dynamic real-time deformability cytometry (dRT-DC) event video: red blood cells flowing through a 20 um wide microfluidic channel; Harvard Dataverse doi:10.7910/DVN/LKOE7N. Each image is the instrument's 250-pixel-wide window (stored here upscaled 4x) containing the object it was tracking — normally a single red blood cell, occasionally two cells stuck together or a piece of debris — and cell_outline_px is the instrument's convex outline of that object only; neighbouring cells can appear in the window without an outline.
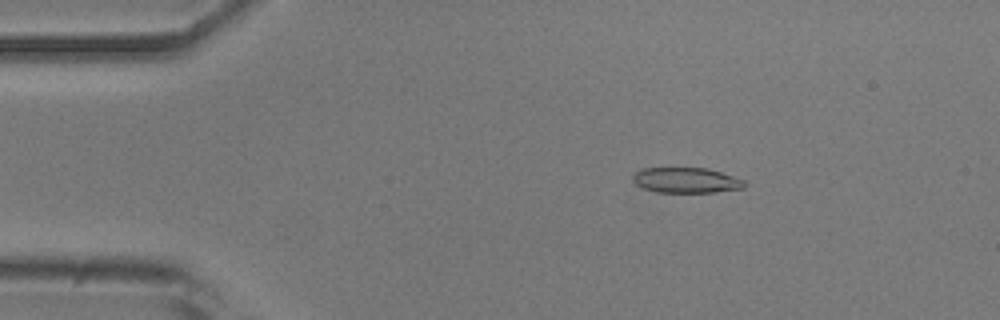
{"species": "common noctule bat (a hibernating species)", "species_latin": "Nyctalus noctula", "temperature_condition": "room temperature", "stored_images_in_passage": 48, "camera_frame_rate_fps": 3000, "um_per_image_px": 0.085, "animal": {"sex": "male", "body_mass_g": 20.5, "forearm_length_mm": 52.5}, "frame": {"image": 1, "passage_image": 4, "time_ms": 1.0, "image_size_px": [1000, 320], "cell_outline_px": [[744, 188], [716, 192], [656, 192], [644, 188], [636, 184], [632, 180], [632, 176], [636, 172], [644, 168], [708, 168], [744, 180]], "centroid_in_image_um": [58.31, 15.32], "position_along_channel_um": 26.7, "area_um2": 16.36}}
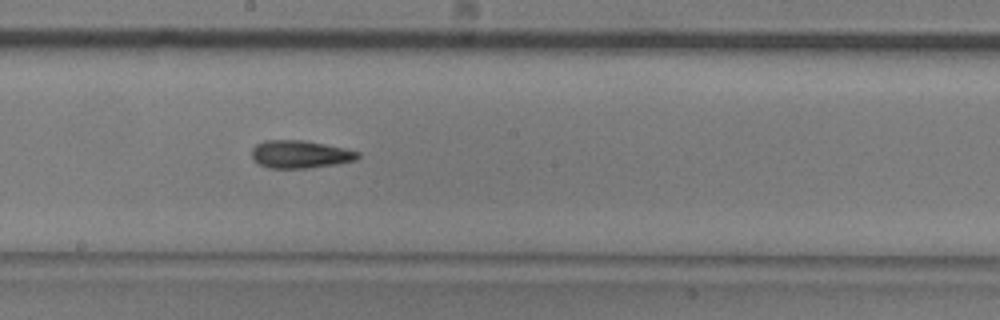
{"frame": {"image": 2, "passage_image": 24, "time_ms": 7.667, "image_size_px": [1000, 320], "cell_outline_px": [[360, 156], [356, 160], [336, 164], [308, 168], [268, 168], [252, 160], [252, 148], [256, 144], [264, 140], [304, 140], [344, 148], [360, 152]], "centroid_in_image_um": [25.5, 13.11], "position_along_channel_um": 222.7, "area_um2": 17.22}}
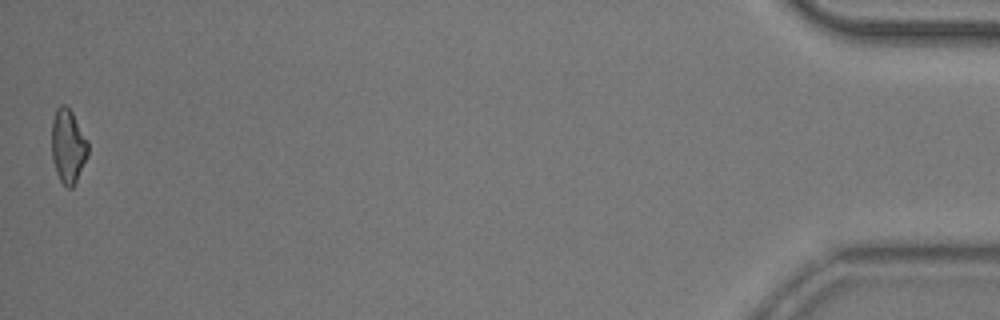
{"frame": {"image": 3, "passage_image": 48, "time_ms": 15.667, "image_size_px": [1000, 320], "cell_outline_px": [[88, 156], [72, 188], [68, 188], [60, 180], [56, 172], [52, 160], [52, 124], [56, 108], [60, 104], [64, 104], [72, 112], [88, 140]], "centroid_in_image_um": [5.78, 12.41], "position_along_channel_um": 429.4, "area_um2": 15.61}, "authors_computed_cell_mechanics": {"area_um2": 16.6464, "velocity_mm_per_s": 3.7879, "shape_relaxation_time_tau1_ms": 9.6164, "shape_relaxation_time_tau2_ms": 7.9458, "deformation_change_tau1": 0.2226, "deformation_change_tau2": 0.1985}}